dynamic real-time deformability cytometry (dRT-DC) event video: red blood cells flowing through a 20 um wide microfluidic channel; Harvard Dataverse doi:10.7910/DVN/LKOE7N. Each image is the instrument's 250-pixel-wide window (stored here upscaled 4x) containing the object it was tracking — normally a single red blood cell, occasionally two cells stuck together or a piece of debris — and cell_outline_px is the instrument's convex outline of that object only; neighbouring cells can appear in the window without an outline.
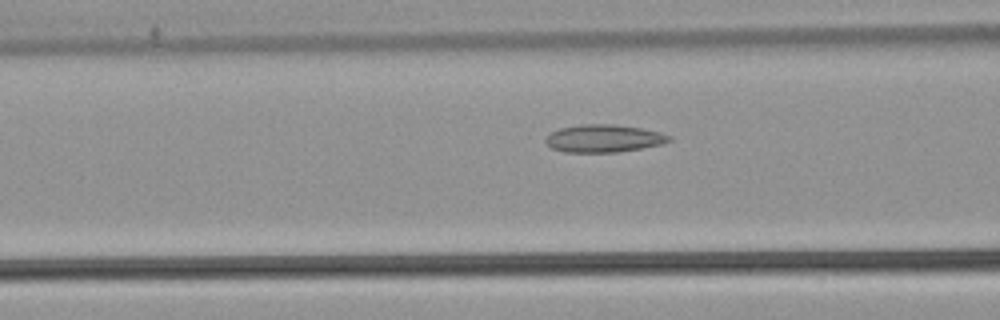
{"species": "common noctule bat (a hibernating species)", "species_latin": "Nyctalus noctula", "temperature_condition": "warm", "stored_images_in_passage": 34, "camera_frame_rate_fps": 3000, "um_per_image_px": 0.085, "animal": {"sex": "male", "body_mass_g": 21.5, "forearm_length_mm": 52.0}, "frame": {"image": 1, "passage_image": 12, "time_ms": 3.667, "image_size_px": [1000, 320], "cell_outline_px": [[672, 140], [664, 144], [616, 152], [564, 152], [552, 148], [544, 140], [552, 132], [560, 128], [580, 124], [612, 124], [640, 128], [660, 132], [672, 136]], "centroid_in_image_um": [51.34, 11.76], "position_along_channel_um": 115.3, "area_um2": 19.83}}
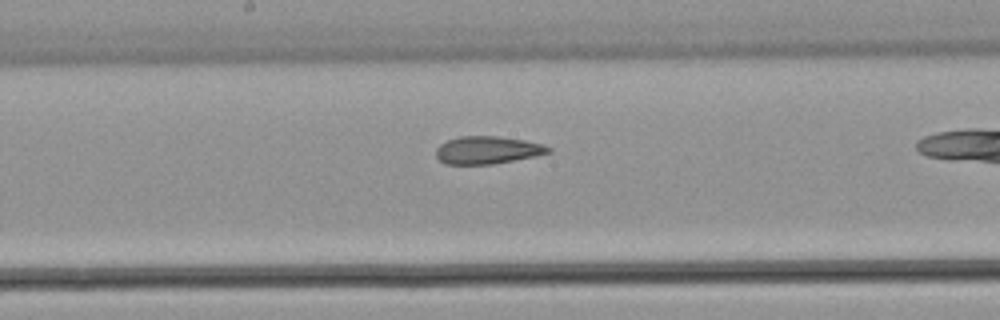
{"frame": {"image": 2, "passage_image": 19, "time_ms": 6.0, "image_size_px": [1000, 320], "cell_outline_px": [[552, 152], [536, 156], [492, 164], [444, 164], [436, 156], [436, 148], [440, 144], [448, 140], [460, 136], [496, 136], [524, 140], [544, 144], [552, 148]], "centroid_in_image_um": [41.45, 12.75], "position_along_channel_um": 206.7, "area_um2": 18.15}}
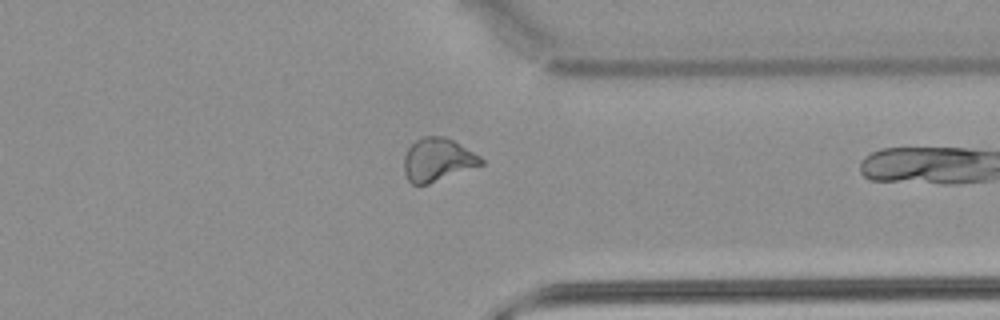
{"frame": {"image": 3, "passage_image": 32, "time_ms": 10.333, "image_size_px": [1000, 320], "cell_outline_px": [[484, 164], [428, 184], [412, 184], [408, 180], [404, 172], [404, 156], [408, 148], [416, 140], [424, 136], [444, 136], [452, 140], [480, 156], [484, 160]], "centroid_in_image_um": [37.18, 13.58], "position_along_channel_um": 374.2, "area_um2": 19.19}}